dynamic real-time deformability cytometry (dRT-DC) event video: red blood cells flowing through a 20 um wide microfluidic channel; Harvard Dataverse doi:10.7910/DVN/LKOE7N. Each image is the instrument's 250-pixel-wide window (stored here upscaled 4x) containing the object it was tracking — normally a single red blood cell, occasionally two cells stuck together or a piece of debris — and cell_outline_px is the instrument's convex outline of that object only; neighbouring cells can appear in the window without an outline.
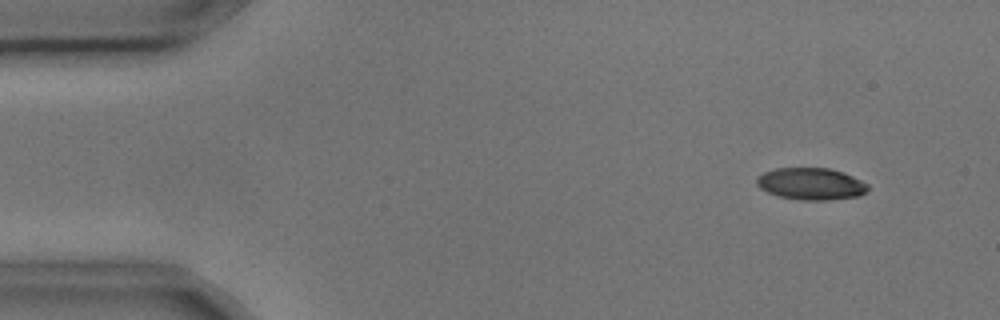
{"species": "common noctule bat (a hibernating species)", "species_latin": "Nyctalus noctula", "temperature_condition": "cold", "stored_images_in_passage": 4, "camera_frame_rate_fps": 3000, "um_per_image_px": 0.085, "animal": {"sex": "male", "body_mass_g": 17.9, "forearm_length_mm": 54.2}, "frame": {"image": 1, "passage_image": 1, "time_ms": 0.0, "image_size_px": [1000, 320], "cell_outline_px": [[868, 188], [860, 196], [824, 200], [800, 200], [780, 196], [768, 192], [760, 188], [756, 184], [756, 176], [764, 172], [776, 168], [828, 168], [844, 172], [868, 184]], "centroid_in_image_um": [68.91, 15.62], "position_along_channel_um": 16.1, "area_um2": 20.63}}